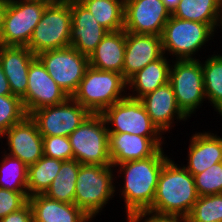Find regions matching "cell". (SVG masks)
<instances>
[{
  "label": "cell",
  "mask_w": 222,
  "mask_h": 222,
  "mask_svg": "<svg viewBox=\"0 0 222 222\" xmlns=\"http://www.w3.org/2000/svg\"><path fill=\"white\" fill-rule=\"evenodd\" d=\"M188 222H222V194L199 196Z\"/></svg>",
  "instance_id": "obj_31"
},
{
  "label": "cell",
  "mask_w": 222,
  "mask_h": 222,
  "mask_svg": "<svg viewBox=\"0 0 222 222\" xmlns=\"http://www.w3.org/2000/svg\"><path fill=\"white\" fill-rule=\"evenodd\" d=\"M5 150L0 161V188L14 192H27L28 166Z\"/></svg>",
  "instance_id": "obj_30"
},
{
  "label": "cell",
  "mask_w": 222,
  "mask_h": 222,
  "mask_svg": "<svg viewBox=\"0 0 222 222\" xmlns=\"http://www.w3.org/2000/svg\"><path fill=\"white\" fill-rule=\"evenodd\" d=\"M28 192H14L0 188V220L20 210L28 203Z\"/></svg>",
  "instance_id": "obj_35"
},
{
  "label": "cell",
  "mask_w": 222,
  "mask_h": 222,
  "mask_svg": "<svg viewBox=\"0 0 222 222\" xmlns=\"http://www.w3.org/2000/svg\"><path fill=\"white\" fill-rule=\"evenodd\" d=\"M169 159L163 148H160L149 158L127 161L115 166H119V176L124 175V186L120 187L119 192L125 202L127 222L135 214L151 208L160 172Z\"/></svg>",
  "instance_id": "obj_1"
},
{
  "label": "cell",
  "mask_w": 222,
  "mask_h": 222,
  "mask_svg": "<svg viewBox=\"0 0 222 222\" xmlns=\"http://www.w3.org/2000/svg\"><path fill=\"white\" fill-rule=\"evenodd\" d=\"M218 10V0H180L172 16L209 24L216 31Z\"/></svg>",
  "instance_id": "obj_27"
},
{
  "label": "cell",
  "mask_w": 222,
  "mask_h": 222,
  "mask_svg": "<svg viewBox=\"0 0 222 222\" xmlns=\"http://www.w3.org/2000/svg\"><path fill=\"white\" fill-rule=\"evenodd\" d=\"M0 222H33L31 205L27 203L20 210L2 218Z\"/></svg>",
  "instance_id": "obj_37"
},
{
  "label": "cell",
  "mask_w": 222,
  "mask_h": 222,
  "mask_svg": "<svg viewBox=\"0 0 222 222\" xmlns=\"http://www.w3.org/2000/svg\"><path fill=\"white\" fill-rule=\"evenodd\" d=\"M171 17L161 0H125L124 30L161 36Z\"/></svg>",
  "instance_id": "obj_13"
},
{
  "label": "cell",
  "mask_w": 222,
  "mask_h": 222,
  "mask_svg": "<svg viewBox=\"0 0 222 222\" xmlns=\"http://www.w3.org/2000/svg\"><path fill=\"white\" fill-rule=\"evenodd\" d=\"M165 5L166 9L172 15L174 11L177 9L180 0H161Z\"/></svg>",
  "instance_id": "obj_40"
},
{
  "label": "cell",
  "mask_w": 222,
  "mask_h": 222,
  "mask_svg": "<svg viewBox=\"0 0 222 222\" xmlns=\"http://www.w3.org/2000/svg\"><path fill=\"white\" fill-rule=\"evenodd\" d=\"M70 6V46L89 57L108 31L79 0H70Z\"/></svg>",
  "instance_id": "obj_16"
},
{
  "label": "cell",
  "mask_w": 222,
  "mask_h": 222,
  "mask_svg": "<svg viewBox=\"0 0 222 222\" xmlns=\"http://www.w3.org/2000/svg\"><path fill=\"white\" fill-rule=\"evenodd\" d=\"M80 165L74 159L63 161L58 175L54 178L44 195L60 202L73 204Z\"/></svg>",
  "instance_id": "obj_26"
},
{
  "label": "cell",
  "mask_w": 222,
  "mask_h": 222,
  "mask_svg": "<svg viewBox=\"0 0 222 222\" xmlns=\"http://www.w3.org/2000/svg\"><path fill=\"white\" fill-rule=\"evenodd\" d=\"M8 6V0H0V39L3 30L4 15Z\"/></svg>",
  "instance_id": "obj_39"
},
{
  "label": "cell",
  "mask_w": 222,
  "mask_h": 222,
  "mask_svg": "<svg viewBox=\"0 0 222 222\" xmlns=\"http://www.w3.org/2000/svg\"><path fill=\"white\" fill-rule=\"evenodd\" d=\"M114 168L81 164L77 175L74 204L90 218L96 217L115 196Z\"/></svg>",
  "instance_id": "obj_4"
},
{
  "label": "cell",
  "mask_w": 222,
  "mask_h": 222,
  "mask_svg": "<svg viewBox=\"0 0 222 222\" xmlns=\"http://www.w3.org/2000/svg\"><path fill=\"white\" fill-rule=\"evenodd\" d=\"M70 0L51 2L45 8L41 20L34 28L27 47L33 54L70 46Z\"/></svg>",
  "instance_id": "obj_7"
},
{
  "label": "cell",
  "mask_w": 222,
  "mask_h": 222,
  "mask_svg": "<svg viewBox=\"0 0 222 222\" xmlns=\"http://www.w3.org/2000/svg\"><path fill=\"white\" fill-rule=\"evenodd\" d=\"M11 89L9 86L8 79L3 72L2 66L0 64V95H11Z\"/></svg>",
  "instance_id": "obj_38"
},
{
  "label": "cell",
  "mask_w": 222,
  "mask_h": 222,
  "mask_svg": "<svg viewBox=\"0 0 222 222\" xmlns=\"http://www.w3.org/2000/svg\"><path fill=\"white\" fill-rule=\"evenodd\" d=\"M43 155L61 161L74 159L70 140L65 136H43Z\"/></svg>",
  "instance_id": "obj_34"
},
{
  "label": "cell",
  "mask_w": 222,
  "mask_h": 222,
  "mask_svg": "<svg viewBox=\"0 0 222 222\" xmlns=\"http://www.w3.org/2000/svg\"><path fill=\"white\" fill-rule=\"evenodd\" d=\"M28 114L22 99L15 95H0V136Z\"/></svg>",
  "instance_id": "obj_32"
},
{
  "label": "cell",
  "mask_w": 222,
  "mask_h": 222,
  "mask_svg": "<svg viewBox=\"0 0 222 222\" xmlns=\"http://www.w3.org/2000/svg\"><path fill=\"white\" fill-rule=\"evenodd\" d=\"M102 116L109 133L126 132L145 137H162L163 135L152 123L141 100L128 95L108 107Z\"/></svg>",
  "instance_id": "obj_11"
},
{
  "label": "cell",
  "mask_w": 222,
  "mask_h": 222,
  "mask_svg": "<svg viewBox=\"0 0 222 222\" xmlns=\"http://www.w3.org/2000/svg\"><path fill=\"white\" fill-rule=\"evenodd\" d=\"M221 26L222 29V0L219 2V10H218V17H217V28Z\"/></svg>",
  "instance_id": "obj_41"
},
{
  "label": "cell",
  "mask_w": 222,
  "mask_h": 222,
  "mask_svg": "<svg viewBox=\"0 0 222 222\" xmlns=\"http://www.w3.org/2000/svg\"><path fill=\"white\" fill-rule=\"evenodd\" d=\"M218 114H220V116H222V108L218 111Z\"/></svg>",
  "instance_id": "obj_43"
},
{
  "label": "cell",
  "mask_w": 222,
  "mask_h": 222,
  "mask_svg": "<svg viewBox=\"0 0 222 222\" xmlns=\"http://www.w3.org/2000/svg\"><path fill=\"white\" fill-rule=\"evenodd\" d=\"M172 63L169 82L178 107L189 118L206 99L201 61L185 59Z\"/></svg>",
  "instance_id": "obj_9"
},
{
  "label": "cell",
  "mask_w": 222,
  "mask_h": 222,
  "mask_svg": "<svg viewBox=\"0 0 222 222\" xmlns=\"http://www.w3.org/2000/svg\"><path fill=\"white\" fill-rule=\"evenodd\" d=\"M36 57L42 62L56 84L69 97H72L89 66L88 56L68 46L44 51Z\"/></svg>",
  "instance_id": "obj_10"
},
{
  "label": "cell",
  "mask_w": 222,
  "mask_h": 222,
  "mask_svg": "<svg viewBox=\"0 0 222 222\" xmlns=\"http://www.w3.org/2000/svg\"><path fill=\"white\" fill-rule=\"evenodd\" d=\"M163 54L159 59L150 62L127 81V93L131 98L141 99L155 89L169 82L171 62Z\"/></svg>",
  "instance_id": "obj_24"
},
{
  "label": "cell",
  "mask_w": 222,
  "mask_h": 222,
  "mask_svg": "<svg viewBox=\"0 0 222 222\" xmlns=\"http://www.w3.org/2000/svg\"><path fill=\"white\" fill-rule=\"evenodd\" d=\"M48 4L46 0H8L0 45L27 46Z\"/></svg>",
  "instance_id": "obj_8"
},
{
  "label": "cell",
  "mask_w": 222,
  "mask_h": 222,
  "mask_svg": "<svg viewBox=\"0 0 222 222\" xmlns=\"http://www.w3.org/2000/svg\"><path fill=\"white\" fill-rule=\"evenodd\" d=\"M90 114L87 109L69 97L63 103L33 111L30 117L35 121L42 136L68 137Z\"/></svg>",
  "instance_id": "obj_12"
},
{
  "label": "cell",
  "mask_w": 222,
  "mask_h": 222,
  "mask_svg": "<svg viewBox=\"0 0 222 222\" xmlns=\"http://www.w3.org/2000/svg\"><path fill=\"white\" fill-rule=\"evenodd\" d=\"M163 137H145L130 133H109L112 166L153 156L164 143Z\"/></svg>",
  "instance_id": "obj_17"
},
{
  "label": "cell",
  "mask_w": 222,
  "mask_h": 222,
  "mask_svg": "<svg viewBox=\"0 0 222 222\" xmlns=\"http://www.w3.org/2000/svg\"><path fill=\"white\" fill-rule=\"evenodd\" d=\"M61 160L43 155L35 164L28 167V196L44 194L50 187L62 166Z\"/></svg>",
  "instance_id": "obj_28"
},
{
  "label": "cell",
  "mask_w": 222,
  "mask_h": 222,
  "mask_svg": "<svg viewBox=\"0 0 222 222\" xmlns=\"http://www.w3.org/2000/svg\"><path fill=\"white\" fill-rule=\"evenodd\" d=\"M4 137H7V154L18 158L28 167L43 157V136L30 115L13 125L1 139Z\"/></svg>",
  "instance_id": "obj_15"
},
{
  "label": "cell",
  "mask_w": 222,
  "mask_h": 222,
  "mask_svg": "<svg viewBox=\"0 0 222 222\" xmlns=\"http://www.w3.org/2000/svg\"><path fill=\"white\" fill-rule=\"evenodd\" d=\"M141 220H144V222H188L186 216L158 214L150 210L135 214L128 222H143Z\"/></svg>",
  "instance_id": "obj_36"
},
{
  "label": "cell",
  "mask_w": 222,
  "mask_h": 222,
  "mask_svg": "<svg viewBox=\"0 0 222 222\" xmlns=\"http://www.w3.org/2000/svg\"><path fill=\"white\" fill-rule=\"evenodd\" d=\"M215 32L209 24L178 19L171 15L161 34L163 54L169 52L175 56V60L196 59V52L214 39Z\"/></svg>",
  "instance_id": "obj_6"
},
{
  "label": "cell",
  "mask_w": 222,
  "mask_h": 222,
  "mask_svg": "<svg viewBox=\"0 0 222 222\" xmlns=\"http://www.w3.org/2000/svg\"><path fill=\"white\" fill-rule=\"evenodd\" d=\"M36 55L27 46L0 45V64L12 95L23 98L28 86V71Z\"/></svg>",
  "instance_id": "obj_20"
},
{
  "label": "cell",
  "mask_w": 222,
  "mask_h": 222,
  "mask_svg": "<svg viewBox=\"0 0 222 222\" xmlns=\"http://www.w3.org/2000/svg\"><path fill=\"white\" fill-rule=\"evenodd\" d=\"M126 90L127 81L122 74L88 66L72 98L91 114H102L125 98Z\"/></svg>",
  "instance_id": "obj_3"
},
{
  "label": "cell",
  "mask_w": 222,
  "mask_h": 222,
  "mask_svg": "<svg viewBox=\"0 0 222 222\" xmlns=\"http://www.w3.org/2000/svg\"><path fill=\"white\" fill-rule=\"evenodd\" d=\"M68 98L36 57L29 66L27 91L22 98L26 113L30 115L39 108L63 103Z\"/></svg>",
  "instance_id": "obj_14"
},
{
  "label": "cell",
  "mask_w": 222,
  "mask_h": 222,
  "mask_svg": "<svg viewBox=\"0 0 222 222\" xmlns=\"http://www.w3.org/2000/svg\"><path fill=\"white\" fill-rule=\"evenodd\" d=\"M140 100L151 118L152 123L162 134H164V132H170L171 127H174V120L186 121L188 119L177 105L170 82L143 96Z\"/></svg>",
  "instance_id": "obj_18"
},
{
  "label": "cell",
  "mask_w": 222,
  "mask_h": 222,
  "mask_svg": "<svg viewBox=\"0 0 222 222\" xmlns=\"http://www.w3.org/2000/svg\"><path fill=\"white\" fill-rule=\"evenodd\" d=\"M108 32L124 29L125 0H79Z\"/></svg>",
  "instance_id": "obj_25"
},
{
  "label": "cell",
  "mask_w": 222,
  "mask_h": 222,
  "mask_svg": "<svg viewBox=\"0 0 222 222\" xmlns=\"http://www.w3.org/2000/svg\"><path fill=\"white\" fill-rule=\"evenodd\" d=\"M169 159L163 166L151 208L158 214L188 216L198 200L193 175Z\"/></svg>",
  "instance_id": "obj_2"
},
{
  "label": "cell",
  "mask_w": 222,
  "mask_h": 222,
  "mask_svg": "<svg viewBox=\"0 0 222 222\" xmlns=\"http://www.w3.org/2000/svg\"><path fill=\"white\" fill-rule=\"evenodd\" d=\"M46 1H48L49 3H51V2H62V1H66V0H46Z\"/></svg>",
  "instance_id": "obj_42"
},
{
  "label": "cell",
  "mask_w": 222,
  "mask_h": 222,
  "mask_svg": "<svg viewBox=\"0 0 222 222\" xmlns=\"http://www.w3.org/2000/svg\"><path fill=\"white\" fill-rule=\"evenodd\" d=\"M201 66L205 97L218 112L222 108V55H211Z\"/></svg>",
  "instance_id": "obj_29"
},
{
  "label": "cell",
  "mask_w": 222,
  "mask_h": 222,
  "mask_svg": "<svg viewBox=\"0 0 222 222\" xmlns=\"http://www.w3.org/2000/svg\"><path fill=\"white\" fill-rule=\"evenodd\" d=\"M31 205L33 222H90L93 220L74 203L60 202L44 194L28 198Z\"/></svg>",
  "instance_id": "obj_22"
},
{
  "label": "cell",
  "mask_w": 222,
  "mask_h": 222,
  "mask_svg": "<svg viewBox=\"0 0 222 222\" xmlns=\"http://www.w3.org/2000/svg\"><path fill=\"white\" fill-rule=\"evenodd\" d=\"M126 47L124 29L108 32L89 55V66L122 74Z\"/></svg>",
  "instance_id": "obj_23"
},
{
  "label": "cell",
  "mask_w": 222,
  "mask_h": 222,
  "mask_svg": "<svg viewBox=\"0 0 222 222\" xmlns=\"http://www.w3.org/2000/svg\"><path fill=\"white\" fill-rule=\"evenodd\" d=\"M209 132L195 133L190 139L188 164L183 167L193 176L222 162V138Z\"/></svg>",
  "instance_id": "obj_21"
},
{
  "label": "cell",
  "mask_w": 222,
  "mask_h": 222,
  "mask_svg": "<svg viewBox=\"0 0 222 222\" xmlns=\"http://www.w3.org/2000/svg\"><path fill=\"white\" fill-rule=\"evenodd\" d=\"M68 138L74 160L80 164L112 165L109 132L102 114H90Z\"/></svg>",
  "instance_id": "obj_5"
},
{
  "label": "cell",
  "mask_w": 222,
  "mask_h": 222,
  "mask_svg": "<svg viewBox=\"0 0 222 222\" xmlns=\"http://www.w3.org/2000/svg\"><path fill=\"white\" fill-rule=\"evenodd\" d=\"M163 55L161 36L126 32L122 75L128 81L147 64Z\"/></svg>",
  "instance_id": "obj_19"
},
{
  "label": "cell",
  "mask_w": 222,
  "mask_h": 222,
  "mask_svg": "<svg viewBox=\"0 0 222 222\" xmlns=\"http://www.w3.org/2000/svg\"><path fill=\"white\" fill-rule=\"evenodd\" d=\"M193 177L199 196L222 194V162L213 164Z\"/></svg>",
  "instance_id": "obj_33"
}]
</instances>
